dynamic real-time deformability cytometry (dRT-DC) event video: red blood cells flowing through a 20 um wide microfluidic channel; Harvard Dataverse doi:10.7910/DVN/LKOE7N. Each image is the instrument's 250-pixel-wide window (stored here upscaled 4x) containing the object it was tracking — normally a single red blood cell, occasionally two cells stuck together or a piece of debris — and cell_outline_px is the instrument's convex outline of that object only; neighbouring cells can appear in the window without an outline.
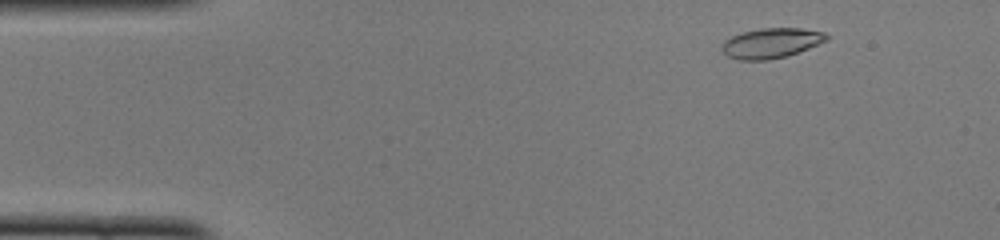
{"species": "common noctule bat (a hibernating species)", "species_latin": "Nyctalus noctula", "temperature_condition": "cold", "stored_images_in_passage": 47, "camera_frame_rate_fps": 3000, "um_per_image_px": 0.085, "animal": {"sex": "female", "body_mass_g": 22.0, "forearm_length_mm": 56.7}, "frame": {"image": 1, "passage_image": 3, "time_ms": 0.667, "image_size_px": [1000, 240], "cell_outline_px": [[828, 40], [808, 48], [784, 56], [768, 60], [740, 60], [728, 56], [720, 48], [724, 40], [732, 36], [744, 32], [760, 28], [800, 28], [824, 32], [828, 36]], "centroid_in_image_um": [65.53, 3.65], "position_along_channel_um": 19.5, "area_um2": 18.09}}
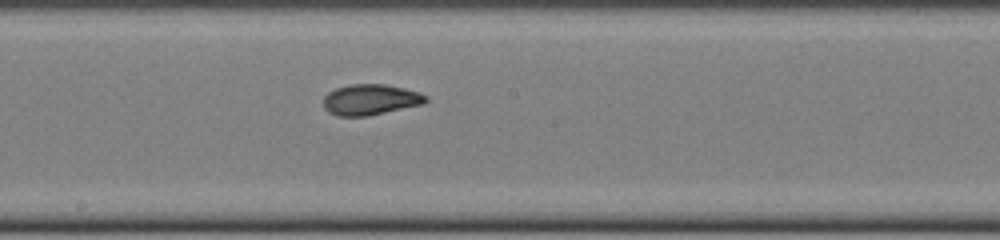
{"frame": {"image": 2, "passage_image": 24, "time_ms": 7.667, "image_size_px": [1000, 240], "cell_outline_px": [[428, 100], [424, 104], [368, 116], [336, 116], [328, 112], [324, 108], [324, 96], [328, 92], [336, 88], [348, 84], [384, 84], [404, 88], [420, 92], [428, 96]], "centroid_in_image_um": [31.5, 8.47], "position_along_channel_um": 216.7, "area_um2": 18.55}}
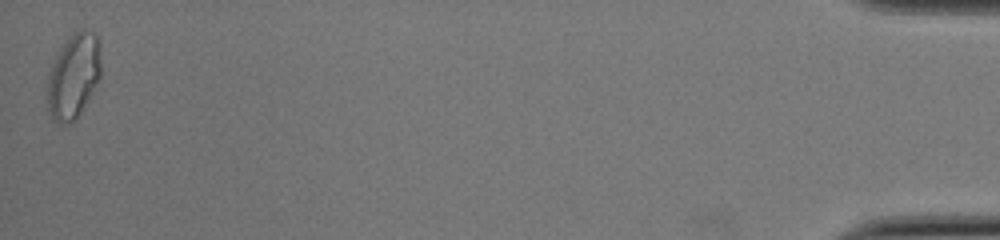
{"frame": {"image": 3, "passage_image": 47, "time_ms": 15.333, "image_size_px": [1000, 240], "cell_outline_px": [[100, 80], [76, 120], [72, 124], [60, 124], [52, 116], [48, 108], [48, 72], [56, 52], [72, 32], [80, 28], [84, 28], [92, 32], [96, 36], [100, 44]], "centroid_in_image_um": [6.26, 6.43], "position_along_channel_um": 428.9, "area_um2": 26.93}, "authors_computed_cell_mechanics": {"area_um2": 18.496, "velocity_mm_per_s": 3.9916, "shape_relaxation_time_tau1_ms": null, "shape_relaxation_time_tau2_ms": 1.3147, "deformation_change_tau1": null, "deformation_change_tau2": 0.0649}}